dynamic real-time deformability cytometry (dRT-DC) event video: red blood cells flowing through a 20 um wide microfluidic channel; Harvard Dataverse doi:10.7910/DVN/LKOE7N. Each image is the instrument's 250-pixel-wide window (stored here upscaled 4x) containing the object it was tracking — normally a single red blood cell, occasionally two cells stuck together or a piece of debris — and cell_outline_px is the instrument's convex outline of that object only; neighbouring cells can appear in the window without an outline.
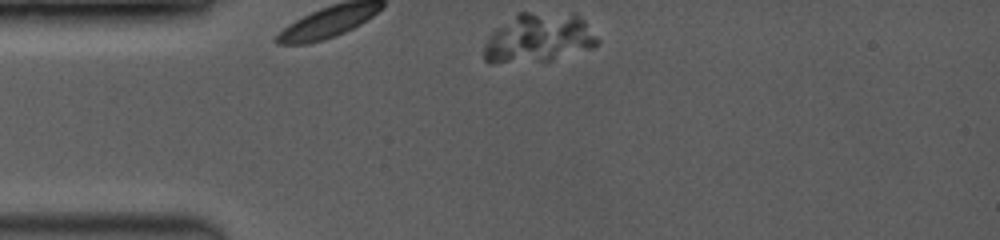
{"species": "common noctule bat (a hibernating species)", "species_latin": "Nyctalus noctula", "temperature_condition": "room temperature", "stored_images_in_passage": 7, "camera_frame_rate_fps": 3500, "um_per_image_px": 0.085, "animal": {"sex": "female", "body_mass_g": 19.0, "forearm_length_mm": 53.3}, "frame": {"image": 1, "passage_image": 1, "time_ms": 0.0, "image_size_px": [1000, 240], "cell_outline_px": [[596, 44], [592, 48], [552, 60], [492, 64], [484, 60], [484, 48], [492, 32], [496, 28], [516, 12], [576, 12], [584, 20], [596, 40]], "centroid_in_image_um": [45.75, 3.2], "position_along_channel_um": 39.2, "area_um2": 32.6}}